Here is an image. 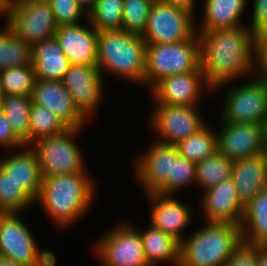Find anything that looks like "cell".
Listing matches in <instances>:
<instances>
[{
  "mask_svg": "<svg viewBox=\"0 0 267 266\" xmlns=\"http://www.w3.org/2000/svg\"><path fill=\"white\" fill-rule=\"evenodd\" d=\"M6 25L31 46L55 37L58 29L48 0L14 1Z\"/></svg>",
  "mask_w": 267,
  "mask_h": 266,
  "instance_id": "11",
  "label": "cell"
},
{
  "mask_svg": "<svg viewBox=\"0 0 267 266\" xmlns=\"http://www.w3.org/2000/svg\"><path fill=\"white\" fill-rule=\"evenodd\" d=\"M154 0H123L122 30L142 35Z\"/></svg>",
  "mask_w": 267,
  "mask_h": 266,
  "instance_id": "35",
  "label": "cell"
},
{
  "mask_svg": "<svg viewBox=\"0 0 267 266\" xmlns=\"http://www.w3.org/2000/svg\"><path fill=\"white\" fill-rule=\"evenodd\" d=\"M256 66L267 69V29L256 35Z\"/></svg>",
  "mask_w": 267,
  "mask_h": 266,
  "instance_id": "41",
  "label": "cell"
},
{
  "mask_svg": "<svg viewBox=\"0 0 267 266\" xmlns=\"http://www.w3.org/2000/svg\"><path fill=\"white\" fill-rule=\"evenodd\" d=\"M231 179L239 201L245 206L267 188V152L234 161Z\"/></svg>",
  "mask_w": 267,
  "mask_h": 266,
  "instance_id": "21",
  "label": "cell"
},
{
  "mask_svg": "<svg viewBox=\"0 0 267 266\" xmlns=\"http://www.w3.org/2000/svg\"><path fill=\"white\" fill-rule=\"evenodd\" d=\"M153 106L150 119L160 143L177 145L206 125L196 106Z\"/></svg>",
  "mask_w": 267,
  "mask_h": 266,
  "instance_id": "12",
  "label": "cell"
},
{
  "mask_svg": "<svg viewBox=\"0 0 267 266\" xmlns=\"http://www.w3.org/2000/svg\"><path fill=\"white\" fill-rule=\"evenodd\" d=\"M204 87L213 91L199 66L192 72L164 77L150 90L153 93V105L197 106Z\"/></svg>",
  "mask_w": 267,
  "mask_h": 266,
  "instance_id": "15",
  "label": "cell"
},
{
  "mask_svg": "<svg viewBox=\"0 0 267 266\" xmlns=\"http://www.w3.org/2000/svg\"><path fill=\"white\" fill-rule=\"evenodd\" d=\"M260 123H261L263 145L267 152V116H265Z\"/></svg>",
  "mask_w": 267,
  "mask_h": 266,
  "instance_id": "46",
  "label": "cell"
},
{
  "mask_svg": "<svg viewBox=\"0 0 267 266\" xmlns=\"http://www.w3.org/2000/svg\"><path fill=\"white\" fill-rule=\"evenodd\" d=\"M87 24L58 26L55 33L60 48L68 58L70 64L97 65V41L99 32L91 25L87 18Z\"/></svg>",
  "mask_w": 267,
  "mask_h": 266,
  "instance_id": "19",
  "label": "cell"
},
{
  "mask_svg": "<svg viewBox=\"0 0 267 266\" xmlns=\"http://www.w3.org/2000/svg\"><path fill=\"white\" fill-rule=\"evenodd\" d=\"M35 200L9 175L0 174V213H20L31 207Z\"/></svg>",
  "mask_w": 267,
  "mask_h": 266,
  "instance_id": "32",
  "label": "cell"
},
{
  "mask_svg": "<svg viewBox=\"0 0 267 266\" xmlns=\"http://www.w3.org/2000/svg\"><path fill=\"white\" fill-rule=\"evenodd\" d=\"M103 77L96 65L71 64L62 80L74 105L87 120L102 102Z\"/></svg>",
  "mask_w": 267,
  "mask_h": 266,
  "instance_id": "13",
  "label": "cell"
},
{
  "mask_svg": "<svg viewBox=\"0 0 267 266\" xmlns=\"http://www.w3.org/2000/svg\"><path fill=\"white\" fill-rule=\"evenodd\" d=\"M200 66L197 33L175 43L147 44L143 84L152 88L162 78L195 71Z\"/></svg>",
  "mask_w": 267,
  "mask_h": 266,
  "instance_id": "5",
  "label": "cell"
},
{
  "mask_svg": "<svg viewBox=\"0 0 267 266\" xmlns=\"http://www.w3.org/2000/svg\"><path fill=\"white\" fill-rule=\"evenodd\" d=\"M32 46L18 37L7 25L0 30V70L32 65Z\"/></svg>",
  "mask_w": 267,
  "mask_h": 266,
  "instance_id": "28",
  "label": "cell"
},
{
  "mask_svg": "<svg viewBox=\"0 0 267 266\" xmlns=\"http://www.w3.org/2000/svg\"><path fill=\"white\" fill-rule=\"evenodd\" d=\"M123 0H97L88 19L97 32L122 30Z\"/></svg>",
  "mask_w": 267,
  "mask_h": 266,
  "instance_id": "33",
  "label": "cell"
},
{
  "mask_svg": "<svg viewBox=\"0 0 267 266\" xmlns=\"http://www.w3.org/2000/svg\"><path fill=\"white\" fill-rule=\"evenodd\" d=\"M179 155L198 164L218 151L217 134L207 124L176 145Z\"/></svg>",
  "mask_w": 267,
  "mask_h": 266,
  "instance_id": "29",
  "label": "cell"
},
{
  "mask_svg": "<svg viewBox=\"0 0 267 266\" xmlns=\"http://www.w3.org/2000/svg\"><path fill=\"white\" fill-rule=\"evenodd\" d=\"M33 65L0 70V93L4 95H32L35 84Z\"/></svg>",
  "mask_w": 267,
  "mask_h": 266,
  "instance_id": "31",
  "label": "cell"
},
{
  "mask_svg": "<svg viewBox=\"0 0 267 266\" xmlns=\"http://www.w3.org/2000/svg\"><path fill=\"white\" fill-rule=\"evenodd\" d=\"M147 197L152 203L151 225L181 243L185 238L183 236L184 229L192 220L191 207L178 201L173 195L150 193L147 194Z\"/></svg>",
  "mask_w": 267,
  "mask_h": 266,
  "instance_id": "20",
  "label": "cell"
},
{
  "mask_svg": "<svg viewBox=\"0 0 267 266\" xmlns=\"http://www.w3.org/2000/svg\"><path fill=\"white\" fill-rule=\"evenodd\" d=\"M234 161L218 151L196 164V183L204 190L231 178Z\"/></svg>",
  "mask_w": 267,
  "mask_h": 266,
  "instance_id": "30",
  "label": "cell"
},
{
  "mask_svg": "<svg viewBox=\"0 0 267 266\" xmlns=\"http://www.w3.org/2000/svg\"><path fill=\"white\" fill-rule=\"evenodd\" d=\"M80 131L77 128H66L29 145L37 157L42 177L86 172L84 155L74 140Z\"/></svg>",
  "mask_w": 267,
  "mask_h": 266,
  "instance_id": "6",
  "label": "cell"
},
{
  "mask_svg": "<svg viewBox=\"0 0 267 266\" xmlns=\"http://www.w3.org/2000/svg\"><path fill=\"white\" fill-rule=\"evenodd\" d=\"M0 266H25V265L0 255Z\"/></svg>",
  "mask_w": 267,
  "mask_h": 266,
  "instance_id": "48",
  "label": "cell"
},
{
  "mask_svg": "<svg viewBox=\"0 0 267 266\" xmlns=\"http://www.w3.org/2000/svg\"><path fill=\"white\" fill-rule=\"evenodd\" d=\"M143 241L144 254L149 266H155L159 262L180 264V243L162 230L150 225L144 231H140Z\"/></svg>",
  "mask_w": 267,
  "mask_h": 266,
  "instance_id": "26",
  "label": "cell"
},
{
  "mask_svg": "<svg viewBox=\"0 0 267 266\" xmlns=\"http://www.w3.org/2000/svg\"><path fill=\"white\" fill-rule=\"evenodd\" d=\"M201 203L206 222L240 226L244 205L239 201L231 178L204 190Z\"/></svg>",
  "mask_w": 267,
  "mask_h": 266,
  "instance_id": "18",
  "label": "cell"
},
{
  "mask_svg": "<svg viewBox=\"0 0 267 266\" xmlns=\"http://www.w3.org/2000/svg\"><path fill=\"white\" fill-rule=\"evenodd\" d=\"M0 255L25 266H47L56 258L53 251L39 249L18 213H0Z\"/></svg>",
  "mask_w": 267,
  "mask_h": 266,
  "instance_id": "7",
  "label": "cell"
},
{
  "mask_svg": "<svg viewBox=\"0 0 267 266\" xmlns=\"http://www.w3.org/2000/svg\"><path fill=\"white\" fill-rule=\"evenodd\" d=\"M221 129L217 134L218 152L228 159H239L258 156L266 152L261 123L220 122Z\"/></svg>",
  "mask_w": 267,
  "mask_h": 266,
  "instance_id": "16",
  "label": "cell"
},
{
  "mask_svg": "<svg viewBox=\"0 0 267 266\" xmlns=\"http://www.w3.org/2000/svg\"><path fill=\"white\" fill-rule=\"evenodd\" d=\"M66 128L53 112L32 102L30 106L29 145L40 138L58 134Z\"/></svg>",
  "mask_w": 267,
  "mask_h": 266,
  "instance_id": "34",
  "label": "cell"
},
{
  "mask_svg": "<svg viewBox=\"0 0 267 266\" xmlns=\"http://www.w3.org/2000/svg\"><path fill=\"white\" fill-rule=\"evenodd\" d=\"M195 19V15L185 8L154 0L141 37L146 44L185 41L196 33Z\"/></svg>",
  "mask_w": 267,
  "mask_h": 266,
  "instance_id": "8",
  "label": "cell"
},
{
  "mask_svg": "<svg viewBox=\"0 0 267 266\" xmlns=\"http://www.w3.org/2000/svg\"><path fill=\"white\" fill-rule=\"evenodd\" d=\"M240 229L242 243L267 246V188L244 206Z\"/></svg>",
  "mask_w": 267,
  "mask_h": 266,
  "instance_id": "24",
  "label": "cell"
},
{
  "mask_svg": "<svg viewBox=\"0 0 267 266\" xmlns=\"http://www.w3.org/2000/svg\"><path fill=\"white\" fill-rule=\"evenodd\" d=\"M31 53L36 79L63 80L71 64L55 37L33 44Z\"/></svg>",
  "mask_w": 267,
  "mask_h": 266,
  "instance_id": "23",
  "label": "cell"
},
{
  "mask_svg": "<svg viewBox=\"0 0 267 266\" xmlns=\"http://www.w3.org/2000/svg\"><path fill=\"white\" fill-rule=\"evenodd\" d=\"M32 102L53 112L67 128L82 129L87 119L74 105L62 81L36 79Z\"/></svg>",
  "mask_w": 267,
  "mask_h": 266,
  "instance_id": "17",
  "label": "cell"
},
{
  "mask_svg": "<svg viewBox=\"0 0 267 266\" xmlns=\"http://www.w3.org/2000/svg\"><path fill=\"white\" fill-rule=\"evenodd\" d=\"M196 184V164L182 156L173 160V177L157 192L162 195H174L191 183Z\"/></svg>",
  "mask_w": 267,
  "mask_h": 266,
  "instance_id": "36",
  "label": "cell"
},
{
  "mask_svg": "<svg viewBox=\"0 0 267 266\" xmlns=\"http://www.w3.org/2000/svg\"><path fill=\"white\" fill-rule=\"evenodd\" d=\"M241 244L240 226L206 222L180 243L179 266H226Z\"/></svg>",
  "mask_w": 267,
  "mask_h": 266,
  "instance_id": "4",
  "label": "cell"
},
{
  "mask_svg": "<svg viewBox=\"0 0 267 266\" xmlns=\"http://www.w3.org/2000/svg\"><path fill=\"white\" fill-rule=\"evenodd\" d=\"M58 26L80 23L82 16L88 14L76 0H48Z\"/></svg>",
  "mask_w": 267,
  "mask_h": 266,
  "instance_id": "37",
  "label": "cell"
},
{
  "mask_svg": "<svg viewBox=\"0 0 267 266\" xmlns=\"http://www.w3.org/2000/svg\"><path fill=\"white\" fill-rule=\"evenodd\" d=\"M4 161H5V157L2 159H0V174L2 173L3 171V168H4Z\"/></svg>",
  "mask_w": 267,
  "mask_h": 266,
  "instance_id": "49",
  "label": "cell"
},
{
  "mask_svg": "<svg viewBox=\"0 0 267 266\" xmlns=\"http://www.w3.org/2000/svg\"><path fill=\"white\" fill-rule=\"evenodd\" d=\"M57 264V259L55 258L50 264H48L47 266H56Z\"/></svg>",
  "mask_w": 267,
  "mask_h": 266,
  "instance_id": "50",
  "label": "cell"
},
{
  "mask_svg": "<svg viewBox=\"0 0 267 266\" xmlns=\"http://www.w3.org/2000/svg\"><path fill=\"white\" fill-rule=\"evenodd\" d=\"M163 1L168 2L177 7L185 8L188 11L192 12L194 15L196 14L195 11L196 0H163Z\"/></svg>",
  "mask_w": 267,
  "mask_h": 266,
  "instance_id": "42",
  "label": "cell"
},
{
  "mask_svg": "<svg viewBox=\"0 0 267 266\" xmlns=\"http://www.w3.org/2000/svg\"><path fill=\"white\" fill-rule=\"evenodd\" d=\"M257 266H267V246H258Z\"/></svg>",
  "mask_w": 267,
  "mask_h": 266,
  "instance_id": "44",
  "label": "cell"
},
{
  "mask_svg": "<svg viewBox=\"0 0 267 266\" xmlns=\"http://www.w3.org/2000/svg\"><path fill=\"white\" fill-rule=\"evenodd\" d=\"M146 46L141 35L124 30L101 31L96 66L103 76L107 71L129 82L143 84Z\"/></svg>",
  "mask_w": 267,
  "mask_h": 266,
  "instance_id": "3",
  "label": "cell"
},
{
  "mask_svg": "<svg viewBox=\"0 0 267 266\" xmlns=\"http://www.w3.org/2000/svg\"><path fill=\"white\" fill-rule=\"evenodd\" d=\"M95 183L87 173L43 177L35 203L58 227H69L87 212L94 200Z\"/></svg>",
  "mask_w": 267,
  "mask_h": 266,
  "instance_id": "2",
  "label": "cell"
},
{
  "mask_svg": "<svg viewBox=\"0 0 267 266\" xmlns=\"http://www.w3.org/2000/svg\"><path fill=\"white\" fill-rule=\"evenodd\" d=\"M200 67L207 84L215 87L237 77L255 76L256 35L246 26L199 31ZM251 73V74H250Z\"/></svg>",
  "mask_w": 267,
  "mask_h": 266,
  "instance_id": "1",
  "label": "cell"
},
{
  "mask_svg": "<svg viewBox=\"0 0 267 266\" xmlns=\"http://www.w3.org/2000/svg\"><path fill=\"white\" fill-rule=\"evenodd\" d=\"M31 104V95H4L0 99V110L25 146H29Z\"/></svg>",
  "mask_w": 267,
  "mask_h": 266,
  "instance_id": "27",
  "label": "cell"
},
{
  "mask_svg": "<svg viewBox=\"0 0 267 266\" xmlns=\"http://www.w3.org/2000/svg\"><path fill=\"white\" fill-rule=\"evenodd\" d=\"M20 150H13L14 154L11 153L8 157L5 156L3 171L36 200L39 196L43 179L38 160L29 146H23Z\"/></svg>",
  "mask_w": 267,
  "mask_h": 266,
  "instance_id": "22",
  "label": "cell"
},
{
  "mask_svg": "<svg viewBox=\"0 0 267 266\" xmlns=\"http://www.w3.org/2000/svg\"><path fill=\"white\" fill-rule=\"evenodd\" d=\"M255 75L263 83L264 88L266 90V94H267V69H256Z\"/></svg>",
  "mask_w": 267,
  "mask_h": 266,
  "instance_id": "47",
  "label": "cell"
},
{
  "mask_svg": "<svg viewBox=\"0 0 267 266\" xmlns=\"http://www.w3.org/2000/svg\"><path fill=\"white\" fill-rule=\"evenodd\" d=\"M258 246L242 243L230 257L226 266H257Z\"/></svg>",
  "mask_w": 267,
  "mask_h": 266,
  "instance_id": "38",
  "label": "cell"
},
{
  "mask_svg": "<svg viewBox=\"0 0 267 266\" xmlns=\"http://www.w3.org/2000/svg\"><path fill=\"white\" fill-rule=\"evenodd\" d=\"M0 145L7 149L18 150L25 146L24 142L14 133L5 114L0 110Z\"/></svg>",
  "mask_w": 267,
  "mask_h": 266,
  "instance_id": "39",
  "label": "cell"
},
{
  "mask_svg": "<svg viewBox=\"0 0 267 266\" xmlns=\"http://www.w3.org/2000/svg\"><path fill=\"white\" fill-rule=\"evenodd\" d=\"M88 14L95 6L97 0H76Z\"/></svg>",
  "mask_w": 267,
  "mask_h": 266,
  "instance_id": "45",
  "label": "cell"
},
{
  "mask_svg": "<svg viewBox=\"0 0 267 266\" xmlns=\"http://www.w3.org/2000/svg\"><path fill=\"white\" fill-rule=\"evenodd\" d=\"M138 230L124 222L107 230L94 248L102 266H149Z\"/></svg>",
  "mask_w": 267,
  "mask_h": 266,
  "instance_id": "9",
  "label": "cell"
},
{
  "mask_svg": "<svg viewBox=\"0 0 267 266\" xmlns=\"http://www.w3.org/2000/svg\"><path fill=\"white\" fill-rule=\"evenodd\" d=\"M13 0H0V16L3 15L8 21L11 15V10L13 7Z\"/></svg>",
  "mask_w": 267,
  "mask_h": 266,
  "instance_id": "43",
  "label": "cell"
},
{
  "mask_svg": "<svg viewBox=\"0 0 267 266\" xmlns=\"http://www.w3.org/2000/svg\"><path fill=\"white\" fill-rule=\"evenodd\" d=\"M247 0H205L200 31L244 26L240 22ZM241 17V18H240Z\"/></svg>",
  "mask_w": 267,
  "mask_h": 266,
  "instance_id": "25",
  "label": "cell"
},
{
  "mask_svg": "<svg viewBox=\"0 0 267 266\" xmlns=\"http://www.w3.org/2000/svg\"><path fill=\"white\" fill-rule=\"evenodd\" d=\"M250 31L257 35L267 29V0H254Z\"/></svg>",
  "mask_w": 267,
  "mask_h": 266,
  "instance_id": "40",
  "label": "cell"
},
{
  "mask_svg": "<svg viewBox=\"0 0 267 266\" xmlns=\"http://www.w3.org/2000/svg\"><path fill=\"white\" fill-rule=\"evenodd\" d=\"M179 156L176 145L153 142L136 160L135 177L147 194L157 193L173 177V160Z\"/></svg>",
  "mask_w": 267,
  "mask_h": 266,
  "instance_id": "14",
  "label": "cell"
},
{
  "mask_svg": "<svg viewBox=\"0 0 267 266\" xmlns=\"http://www.w3.org/2000/svg\"><path fill=\"white\" fill-rule=\"evenodd\" d=\"M228 84V85H227ZM227 82L215 87L229 86L226 90L220 121L235 123H260L267 116V94L263 83L255 75L254 80L241 86Z\"/></svg>",
  "mask_w": 267,
  "mask_h": 266,
  "instance_id": "10",
  "label": "cell"
}]
</instances>
